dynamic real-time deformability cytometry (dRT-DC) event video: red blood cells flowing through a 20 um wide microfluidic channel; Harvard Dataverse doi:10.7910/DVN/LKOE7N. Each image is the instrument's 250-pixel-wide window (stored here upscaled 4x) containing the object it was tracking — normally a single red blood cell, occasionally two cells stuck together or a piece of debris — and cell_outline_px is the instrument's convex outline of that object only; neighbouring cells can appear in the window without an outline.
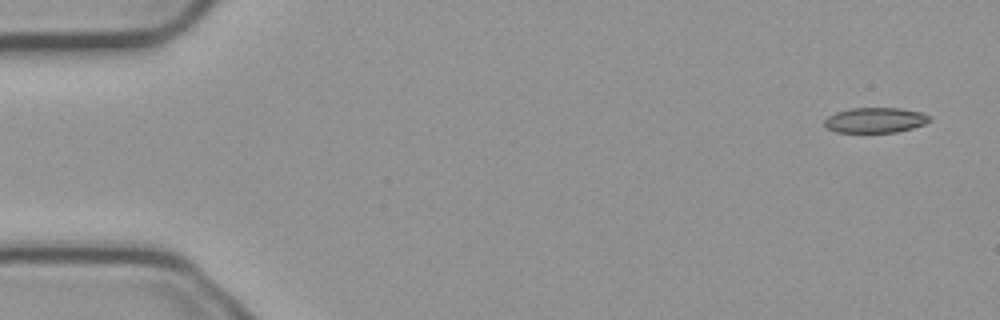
{"species": "common noctule bat (a hibernating species)", "species_latin": "Nyctalus noctula", "temperature_condition": "cold", "stored_images_in_passage": 3, "segment_of_instrument_passage": [2, 2], "camera_frame_rate_fps": 3000, "um_per_image_px": 0.085, "animal": {"sex": "male", "body_mass_g": 23.1, "forearm_length_mm": 52.7}, "frame": {"image": 1, "passage_image": 3, "time_ms": 0.667, "image_size_px": [1000, 320], "cell_outline_px": [[932, 120], [924, 124], [912, 128], [896, 132], [836, 132], [828, 128], [824, 124], [824, 120], [828, 116], [836, 112], [852, 108], [900, 108], [920, 112], [932, 116]], "centroid_in_image_um": [74.42, 10.21], "position_along_channel_um": 10.6, "area_um2": 15.43}}